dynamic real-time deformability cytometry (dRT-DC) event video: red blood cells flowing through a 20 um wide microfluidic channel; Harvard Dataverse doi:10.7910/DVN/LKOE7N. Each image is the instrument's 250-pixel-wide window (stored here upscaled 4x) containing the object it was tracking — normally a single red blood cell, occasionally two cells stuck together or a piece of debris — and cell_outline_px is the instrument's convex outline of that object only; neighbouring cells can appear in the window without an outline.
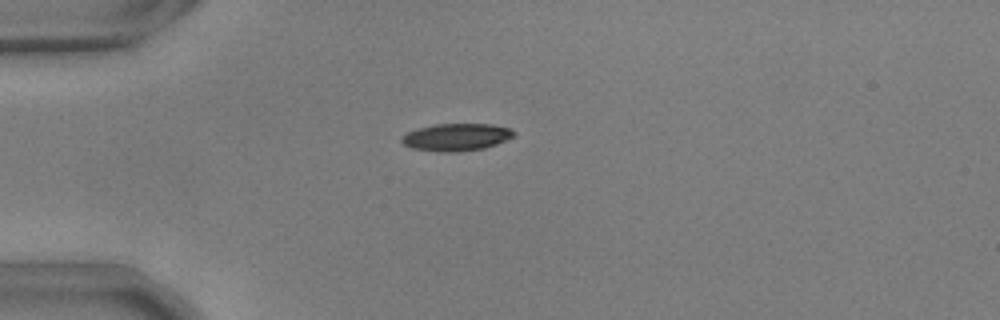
{"species": "common noctule bat (a hibernating species)", "species_latin": "Nyctalus noctula", "temperature_condition": "warm", "stored_images_in_passage": 41, "camera_frame_rate_fps": 3000, "um_per_image_px": 0.085, "animal": {"sex": "male", "body_mass_g": 17.9, "forearm_length_mm": 54.2}, "frame": {"image": 1, "passage_image": 1, "time_ms": 0.0, "image_size_px": [1000, 320], "cell_outline_px": [[516, 132], [512, 136], [496, 144], [484, 148], [460, 152], [440, 152], [412, 148], [404, 144], [400, 140], [400, 136], [416, 128], [436, 124], [492, 124], [512, 128]], "centroid_in_image_um": [38.77, 11.65], "position_along_channel_um": 46.2, "area_um2": 17.98}}
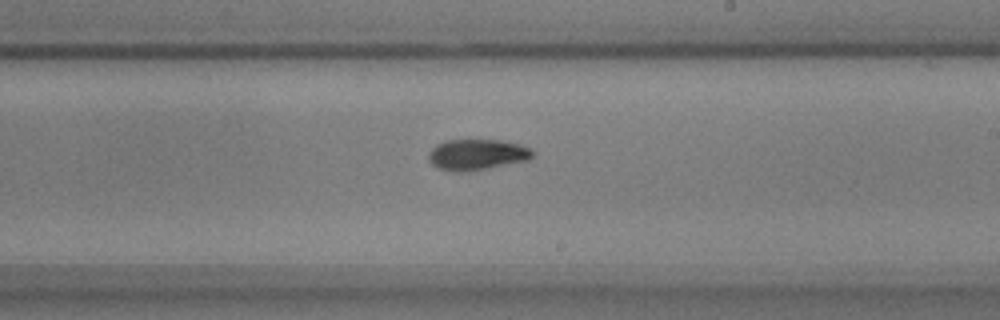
{"frame": {"image": 2, "passage_image": 19, "time_ms": 6.0, "image_size_px": [1000, 320], "cell_outline_px": [[532, 156], [528, 160], [484, 168], [460, 172], [456, 172], [440, 168], [432, 164], [428, 160], [428, 152], [436, 144], [444, 140], [500, 140], [520, 144], [532, 148]], "centroid_in_image_um": [40.51, 13.12], "position_along_channel_um": 248.5, "area_um2": 18.5}}
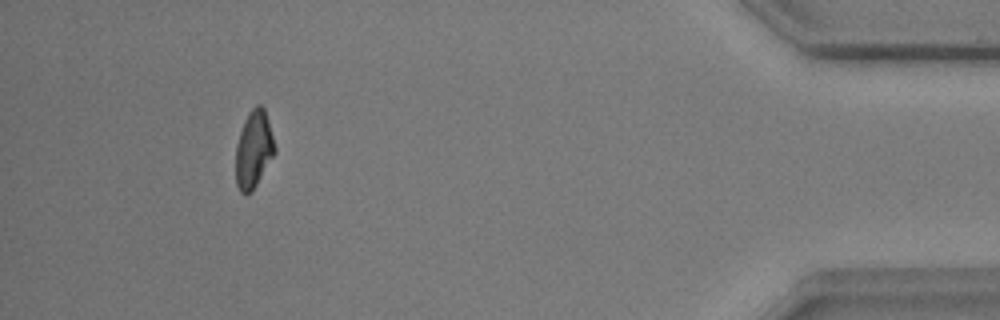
{"frame": {"image": 3, "passage_image": 37, "time_ms": 12.0, "image_size_px": [1000, 320], "cell_outline_px": [[276, 152], [252, 192], [244, 196], [240, 192], [236, 184], [236, 144], [244, 120], [248, 112], [256, 104], [260, 104], [264, 108], [268, 120], [276, 148]], "centroid_in_image_um": [21.56, 12.72], "position_along_channel_um": 413.6, "area_um2": 17.74}, "authors_computed_cell_mechanics": {"area_um2": 18.4382, "velocity_mm_per_s": 3.712, "shape_relaxation_time_tau1_ms": 4.1939, "shape_relaxation_time_tau2_ms": 4.4796, "deformation_change_tau1": 0.1667, "deformation_change_tau2": 0.0977}}